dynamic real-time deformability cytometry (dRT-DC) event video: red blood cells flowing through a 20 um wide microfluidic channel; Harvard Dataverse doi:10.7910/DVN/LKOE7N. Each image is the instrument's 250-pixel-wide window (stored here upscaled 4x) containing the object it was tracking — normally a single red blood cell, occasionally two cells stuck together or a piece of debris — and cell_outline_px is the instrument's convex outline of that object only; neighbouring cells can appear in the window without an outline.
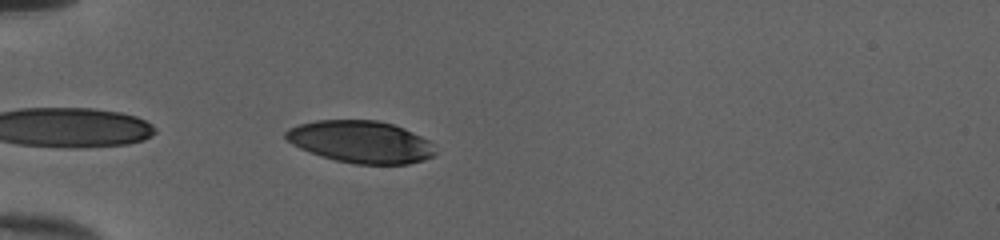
{"species": "human", "species_latin": "Homo sapiens", "temperature_condition": "cold", "stored_images_in_passage": 36, "camera_frame_rate_fps": 3000, "um_per_image_px": 0.085, "donor": {"sex": "female"}, "frame": {"image": 1, "passage_image": 3, "time_ms": 0.667, "image_size_px": [1000, 240], "cell_outline_px": [[436, 152], [432, 156], [424, 160], [408, 164], [352, 164], [320, 156], [300, 148], [292, 144], [284, 136], [284, 132], [288, 128], [300, 124], [316, 120], [376, 120], [392, 124], [404, 128], [428, 140]], "centroid_in_image_um": [30.64, 12.06], "position_along_channel_um": 54.4, "area_um2": 36.65}}
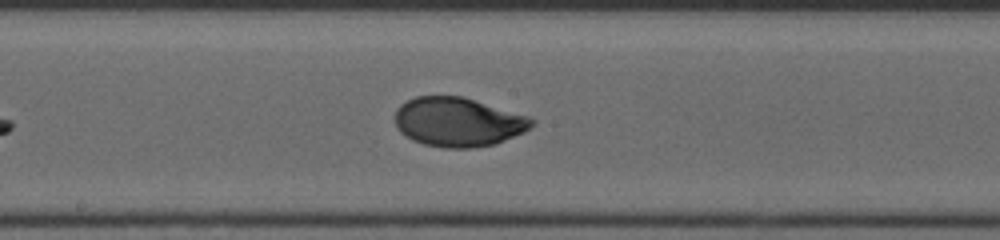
{"frame": {"image": 2, "passage_image": 16, "time_ms": 5.0, "image_size_px": [1000, 240], "cell_outline_px": [[536, 124], [524, 132], [496, 144], [472, 148], [444, 148], [424, 144], [412, 140], [400, 132], [396, 128], [396, 108], [400, 104], [416, 96], [460, 96], [528, 116], [536, 120]], "centroid_in_image_um": [38.94, 10.38], "position_along_channel_um": 209.3, "area_um2": 39.19}}
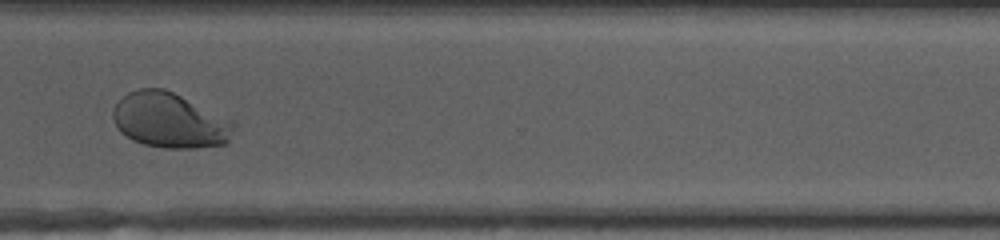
{"frame": {"image": 3, "passage_image": 27, "time_ms": 8.667, "image_size_px": [1000, 240], "cell_outline_px": [[236, 128], [228, 144], [196, 148], [164, 148], [144, 144], [132, 140], [120, 132], [116, 128], [112, 120], [112, 112], [116, 104], [128, 92], [140, 88], [164, 88], [232, 120], [236, 124]], "centroid_in_image_um": [14.44, 10.25], "position_along_channel_um": 356.2, "area_um2": 39.07}, "authors_computed_cell_mechanics": {"area_um2": 39.2751, "velocity_mm_per_s": 4.0121, "shape_relaxation_time_tau1_ms": 3.1237, "shape_relaxation_time_tau2_ms": null, "deformation_change_tau1": 0.1717, "deformation_change_tau2": null}}